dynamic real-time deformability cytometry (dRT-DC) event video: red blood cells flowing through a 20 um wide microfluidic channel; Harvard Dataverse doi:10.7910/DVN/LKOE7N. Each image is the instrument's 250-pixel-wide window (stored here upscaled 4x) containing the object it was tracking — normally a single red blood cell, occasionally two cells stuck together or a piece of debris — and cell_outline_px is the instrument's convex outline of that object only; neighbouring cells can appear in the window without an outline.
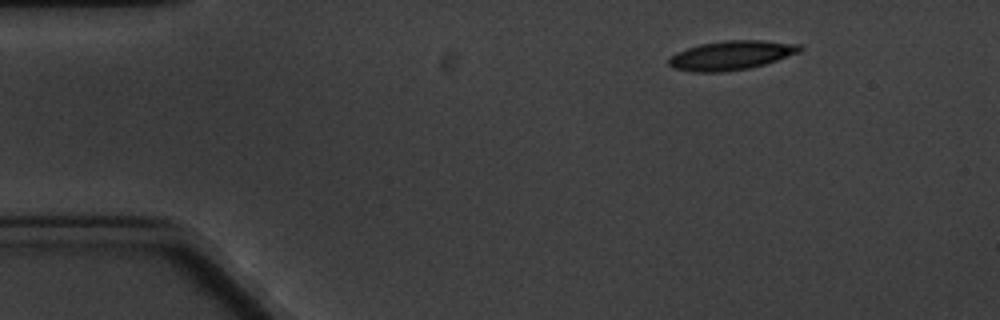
{"species": "common noctule bat (a hibernating species)", "species_latin": "Nyctalus noctula", "temperature_condition": "cold", "stored_images_in_passage": 6, "camera_frame_rate_fps": 3000, "um_per_image_px": 0.085, "animal": {"sex": "male", "body_mass_g": 20.1, "forearm_length_mm": 53.5}, "frame": {"image": 1, "passage_image": 1, "time_ms": 0.0, "image_size_px": [1000, 320], "cell_outline_px": [[804, 48], [800, 52], [764, 64], [748, 68], [720, 72], [692, 72], [672, 68], [668, 64], [668, 60], [676, 52], [700, 44], [724, 40], [764, 40], [800, 44]], "centroid_in_image_um": [62.15, 4.69], "position_along_channel_um": 22.8, "area_um2": 22.25}}
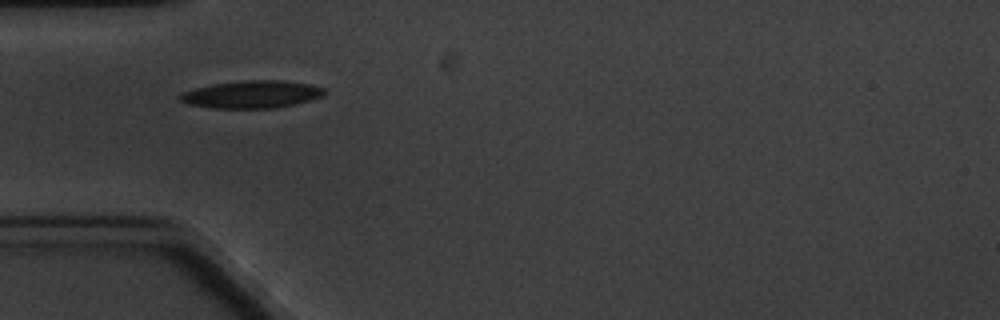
{"frame": {"image": 2, "passage_image": 4, "time_ms": 3.333, "image_size_px": [1000, 320], "cell_outline_px": [[328, 92], [324, 96], [276, 108], [212, 108], [188, 104], [180, 100], [176, 96], [184, 92], [196, 88], [212, 84], [244, 80], [280, 80], [308, 84], [324, 88]], "centroid_in_image_um": [21.39, 8.02], "position_along_channel_um": 63.6, "area_um2": 23.06}}